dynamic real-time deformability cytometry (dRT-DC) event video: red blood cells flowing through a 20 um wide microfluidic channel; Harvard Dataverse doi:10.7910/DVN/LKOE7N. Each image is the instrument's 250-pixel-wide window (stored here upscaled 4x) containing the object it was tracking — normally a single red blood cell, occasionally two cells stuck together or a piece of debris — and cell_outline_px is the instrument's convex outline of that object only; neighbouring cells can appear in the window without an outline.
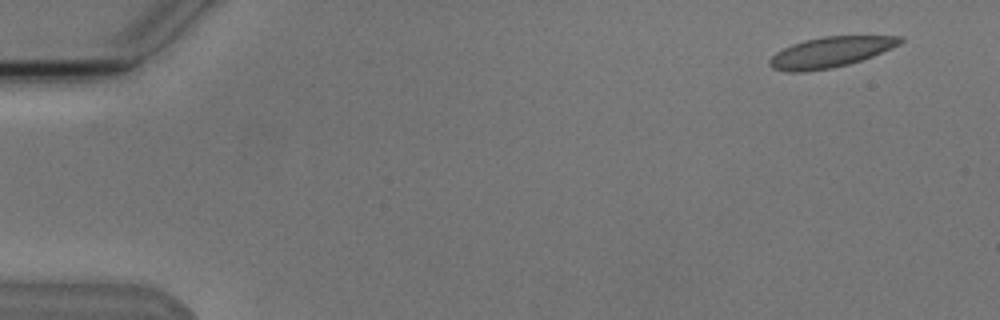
{"species": "Egyptian fruit bat (a non-hibernating species)", "species_latin": "Rousettus aegyptiacus", "temperature_condition": "cold", "stored_images_in_passage": 4, "camera_frame_rate_fps": 3000, "um_per_image_px": 0.085, "animal": {"sex": "male"}, "frame": {"image": 1, "passage_image": 1, "time_ms": 0.0, "image_size_px": [1000, 320], "cell_outline_px": [[904, 40], [900, 44], [892, 48], [872, 56], [848, 64], [832, 68], [804, 72], [788, 72], [772, 68], [768, 64], [768, 60], [776, 52], [792, 44], [804, 40], [824, 36], [904, 36]], "centroid_in_image_um": [70.57, 4.43], "position_along_channel_um": 14.4, "area_um2": 23.18}}